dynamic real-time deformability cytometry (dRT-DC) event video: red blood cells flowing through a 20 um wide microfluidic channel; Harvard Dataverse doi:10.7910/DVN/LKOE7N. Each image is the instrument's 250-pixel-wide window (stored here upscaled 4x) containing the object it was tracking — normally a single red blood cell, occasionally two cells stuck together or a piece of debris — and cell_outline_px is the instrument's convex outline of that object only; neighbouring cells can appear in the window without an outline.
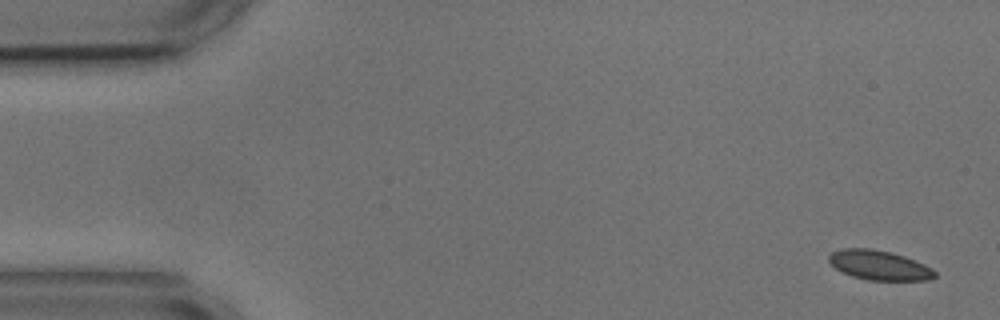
{"species": "common noctule bat (a hibernating species)", "species_latin": "Nyctalus noctula", "temperature_condition": "cold", "stored_images_in_passage": 54, "camera_frame_rate_fps": 3000, "um_per_image_px": 0.085, "animal": {"sex": "male", "body_mass_g": 17.9, "forearm_length_mm": 54.2}, "frame": {"image": 1, "passage_image": 1, "time_ms": 0.0, "image_size_px": [1000, 320], "cell_outline_px": [[936, 276], [928, 280], [868, 280], [852, 276], [836, 268], [828, 260], [828, 256], [832, 252], [840, 248], [872, 248], [892, 252], [916, 260], [932, 268], [936, 272]], "centroid_in_image_um": [74.74, 22.53], "position_along_channel_um": 10.3, "area_um2": 18.32}}
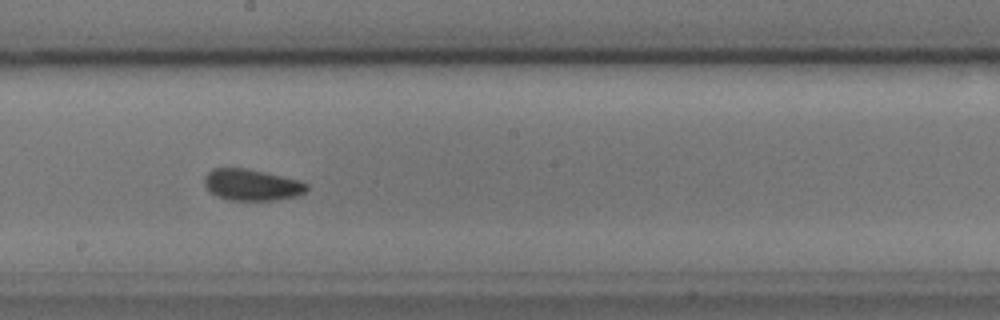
{"frame": {"image": 2, "passage_image": 29, "time_ms": 9.333, "image_size_px": [1000, 320], "cell_outline_px": [[308, 188], [304, 192], [296, 196], [276, 200], [228, 200], [216, 196], [208, 192], [204, 184], [204, 176], [212, 168], [244, 168], [264, 172], [296, 180], [308, 184]], "centroid_in_image_um": [21.33, 15.72], "position_along_channel_um": 226.9, "area_um2": 18.67}}
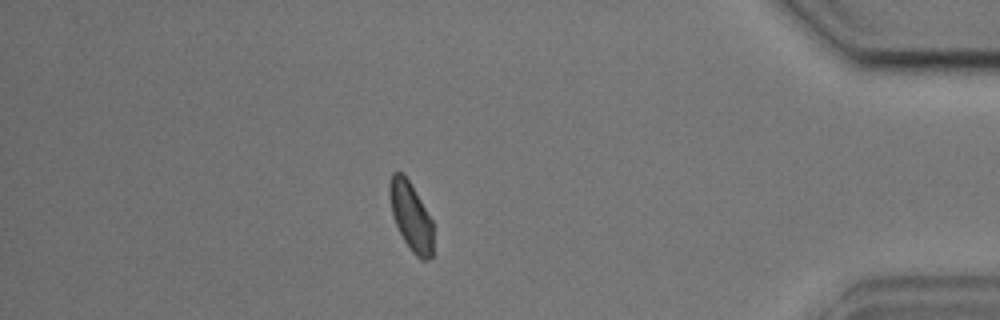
{"frame": {"image": 3, "passage_image": 47, "time_ms": 15.333, "image_size_px": [1000, 320], "cell_outline_px": [[432, 256], [428, 260], [420, 260], [412, 252], [404, 240], [392, 216], [388, 196], [388, 184], [392, 172], [400, 172], [408, 180], [432, 220]], "centroid_in_image_um": [34.89, 18.4], "position_along_channel_um": 400.3, "area_um2": 17.28}, "authors_computed_cell_mechanics": {"area_um2": 18.6694, "velocity_mm_per_s": 3.5694, "shape_relaxation_time_tau1_ms": 3.6378, "shape_relaxation_time_tau2_ms": 7.7069, "deformation_change_tau1": 0.0644, "deformation_change_tau2": 0.0935}}